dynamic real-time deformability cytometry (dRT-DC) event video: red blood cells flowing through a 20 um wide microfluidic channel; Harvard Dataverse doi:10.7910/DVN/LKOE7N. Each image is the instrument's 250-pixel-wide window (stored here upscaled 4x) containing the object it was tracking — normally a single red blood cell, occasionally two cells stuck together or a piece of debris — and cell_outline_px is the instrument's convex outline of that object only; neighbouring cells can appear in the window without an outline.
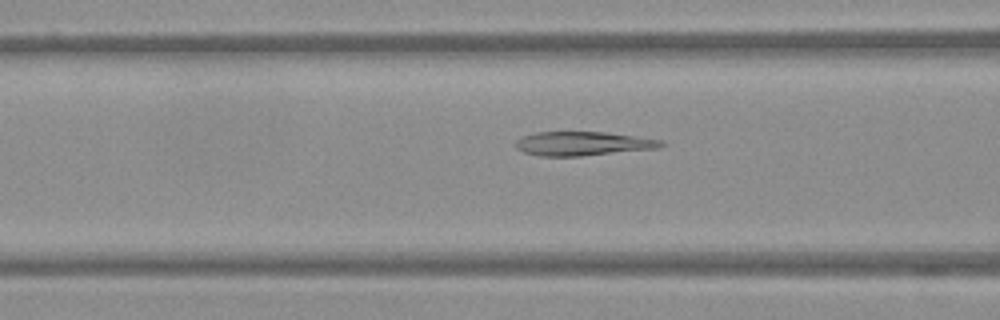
{"species": "Egyptian fruit bat (a non-hibernating species)", "species_latin": "Rousettus aegyptiacus", "temperature_condition": "warm", "stored_images_in_passage": 54, "camera_frame_rate_fps": 3000, "um_per_image_px": 0.085, "frame": {"image": 1, "passage_image": 22, "time_ms": 7.0, "image_size_px": [1000, 320], "cell_outline_px": [[668, 144], [660, 148], [580, 156], [540, 156], [524, 152], [516, 148], [516, 140], [524, 136], [536, 132], [604, 132], [664, 140]], "centroid_in_image_um": [49.6, 12.21], "position_along_channel_um": 117.0, "area_um2": 20.35}}
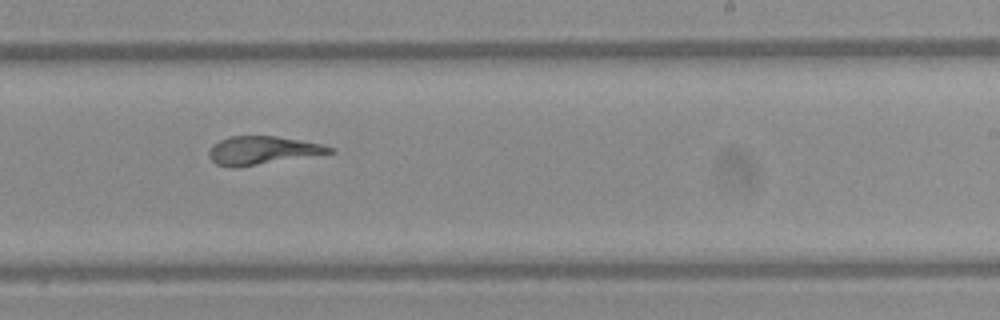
{"frame": {"image": 2, "passage_image": 34, "time_ms": 11.0, "image_size_px": [1000, 320], "cell_outline_px": [[336, 152], [236, 168], [232, 168], [216, 164], [208, 156], [208, 152], [212, 144], [228, 136], [276, 136], [324, 144], [336, 148]], "centroid_in_image_um": [22.31, 12.78], "position_along_channel_um": 266.7, "area_um2": 20.06}}
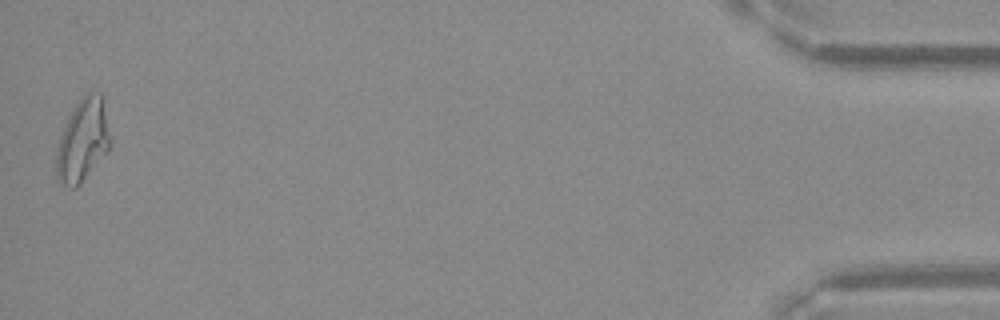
{"frame": {"image": 3, "passage_image": 54, "time_ms": 17.667, "image_size_px": [1000, 320], "cell_outline_px": [[112, 144], [108, 152], [80, 184], [76, 188], [68, 188], [60, 184], [56, 180], [56, 148], [64, 124], [68, 116], [76, 104], [88, 92], [100, 92], [104, 96]], "centroid_in_image_um": [7.05, 11.95], "position_along_channel_um": 428.2, "area_um2": 26.7}}